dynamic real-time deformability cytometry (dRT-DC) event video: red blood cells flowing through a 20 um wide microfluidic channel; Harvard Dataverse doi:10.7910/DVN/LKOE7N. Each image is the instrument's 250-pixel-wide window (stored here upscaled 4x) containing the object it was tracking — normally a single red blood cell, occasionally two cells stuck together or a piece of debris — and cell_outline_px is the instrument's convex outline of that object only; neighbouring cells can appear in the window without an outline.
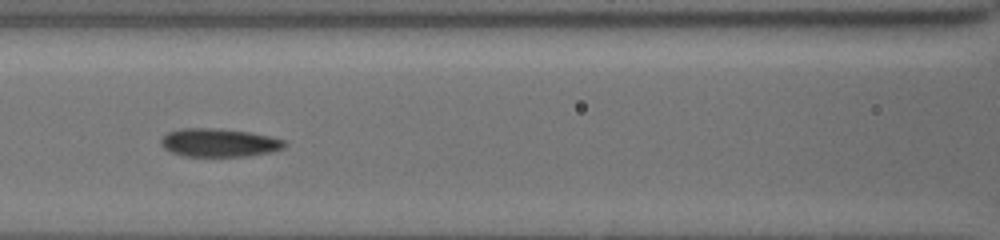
{"species": "common noctule bat (a hibernating species)", "species_latin": "Nyctalus noctula", "temperature_condition": "cold", "stored_images_in_passage": 11, "camera_frame_rate_fps": 3000, "um_per_image_px": 0.085, "animal": {"sex": "female", "body_mass_g": 19.5, "forearm_length_mm": 54.1}, "frame": {"image": 1, "passage_image": 8, "time_ms": 6.667, "image_size_px": [1000, 240], "cell_outline_px": [[288, 144], [284, 148], [272, 152], [248, 156], [184, 156], [172, 152], [164, 148], [160, 144], [160, 140], [168, 132], [184, 128], [212, 128], [248, 132], [268, 136], [284, 140]], "centroid_in_image_um": [18.63, 12.13], "position_along_channel_um": 148.0, "area_um2": 20.29}}
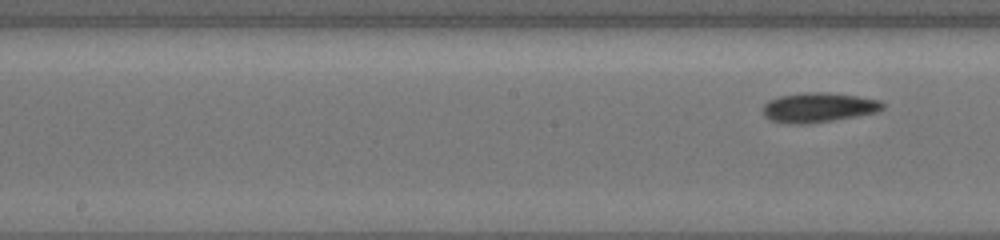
{"frame": {"image": 2, "passage_image": 11, "time_ms": 10.0, "image_size_px": [1000, 240], "cell_outline_px": [[884, 108], [876, 112], [856, 116], [832, 120], [804, 124], [788, 124], [772, 120], [764, 116], [760, 112], [760, 108], [768, 100], [780, 96], [804, 92], [828, 92], [856, 96], [880, 100], [884, 104]], "centroid_in_image_um": [69.51, 9.13], "position_along_channel_um": 178.7, "area_um2": 20.81}}